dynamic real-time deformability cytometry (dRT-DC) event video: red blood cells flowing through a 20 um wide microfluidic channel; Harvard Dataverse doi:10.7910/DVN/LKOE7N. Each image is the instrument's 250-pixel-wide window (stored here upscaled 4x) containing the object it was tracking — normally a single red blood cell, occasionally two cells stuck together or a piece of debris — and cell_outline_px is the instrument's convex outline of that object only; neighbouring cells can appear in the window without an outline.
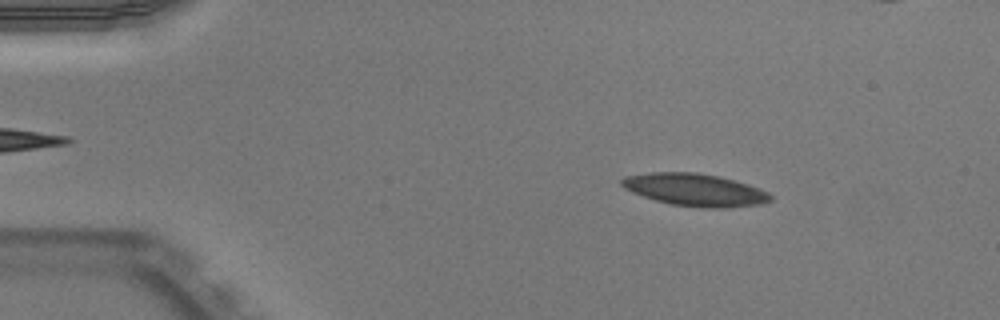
{"species": "Egyptian fruit bat (a non-hibernating species)", "species_latin": "Rousettus aegyptiacus", "temperature_condition": "warm", "stored_images_in_passage": 53, "camera_frame_rate_fps": 3000, "um_per_image_px": 0.085, "animal": {"sex": "male"}, "frame": {"image": 1, "passage_image": 8, "time_ms": 2.333, "image_size_px": [1000, 320], "cell_outline_px": [[772, 200], [760, 204], [724, 208], [704, 208], [672, 204], [656, 200], [632, 192], [624, 188], [620, 184], [620, 180], [624, 176], [652, 172], [696, 172], [716, 176], [732, 180], [760, 188], [768, 192], [772, 196]], "centroid_in_image_um": [59.05, 16.13], "position_along_channel_um": 25.9, "area_um2": 27.92}}
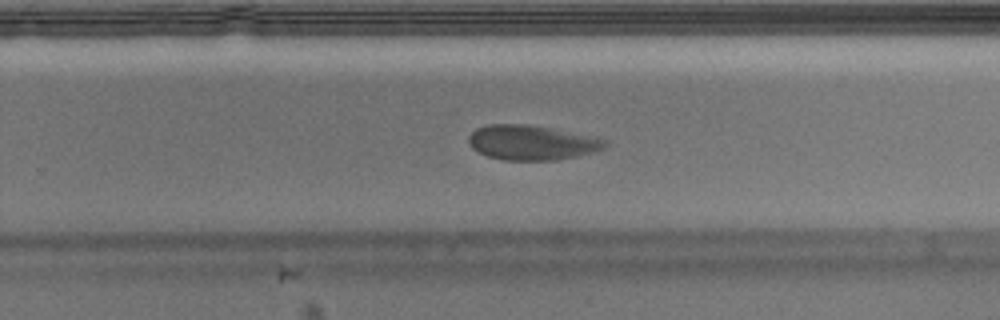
{"frame": {"image": 2, "passage_image": 34, "time_ms": 11.0, "image_size_px": [1000, 320], "cell_outline_px": [[608, 144], [604, 148], [596, 152], [556, 160], [504, 160], [488, 156], [472, 148], [468, 144], [468, 136], [476, 128], [488, 124], [528, 124], [552, 128], [608, 140]], "centroid_in_image_um": [45.19, 12.11], "position_along_channel_um": 284.6, "area_um2": 27.69}}
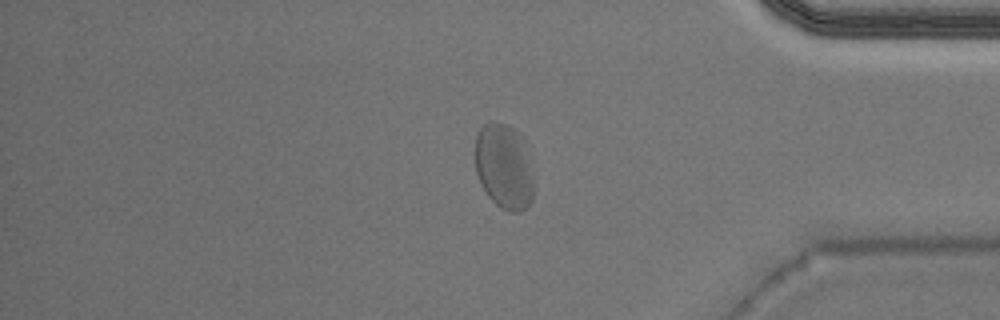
{"frame": {"image": 3, "passage_image": 44, "time_ms": 14.333, "image_size_px": [1000, 320], "cell_outline_px": [[536, 184], [532, 200], [520, 212], [508, 212], [500, 208], [488, 196], [480, 184], [476, 172], [476, 136], [480, 128], [484, 124], [492, 120], [504, 124], [512, 128], [520, 136]], "centroid_in_image_um": [42.84, 14.2], "position_along_channel_um": 392.4, "area_um2": 29.07}}